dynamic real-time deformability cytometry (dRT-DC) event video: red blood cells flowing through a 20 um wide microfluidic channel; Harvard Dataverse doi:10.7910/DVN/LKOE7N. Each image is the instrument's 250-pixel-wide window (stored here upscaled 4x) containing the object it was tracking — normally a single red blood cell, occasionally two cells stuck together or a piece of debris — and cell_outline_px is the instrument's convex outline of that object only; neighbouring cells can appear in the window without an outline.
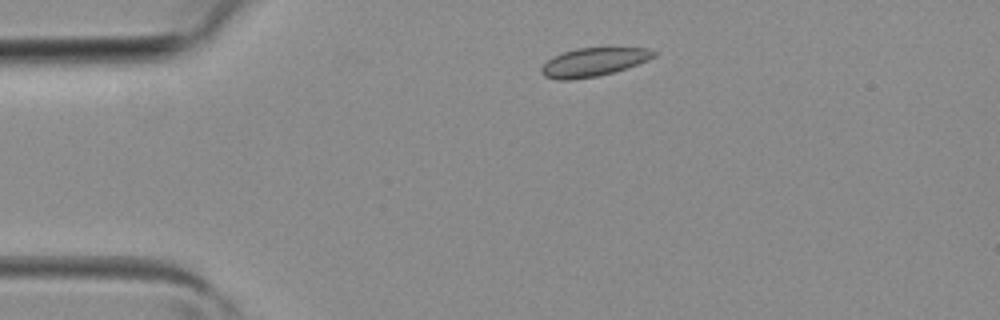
{"species": "common noctule bat (a hibernating species)", "species_latin": "Nyctalus noctula", "temperature_condition": "room temperature", "stored_images_in_passage": 3, "camera_frame_rate_fps": 3000, "um_per_image_px": 0.085, "animal": {"sex": "female", "body_mass_g": 19.3, "forearm_length_mm": 54.1}, "frame": {"image": 1, "passage_image": 1, "time_ms": 0.0, "image_size_px": [1000, 320], "cell_outline_px": [[656, 56], [648, 60], [612, 72], [596, 76], [572, 80], [560, 80], [544, 76], [540, 72], [540, 68], [552, 56], [576, 48], [648, 48], [656, 52]], "centroid_in_image_um": [50.41, 5.27], "position_along_channel_um": 34.6, "area_um2": 18.44}}